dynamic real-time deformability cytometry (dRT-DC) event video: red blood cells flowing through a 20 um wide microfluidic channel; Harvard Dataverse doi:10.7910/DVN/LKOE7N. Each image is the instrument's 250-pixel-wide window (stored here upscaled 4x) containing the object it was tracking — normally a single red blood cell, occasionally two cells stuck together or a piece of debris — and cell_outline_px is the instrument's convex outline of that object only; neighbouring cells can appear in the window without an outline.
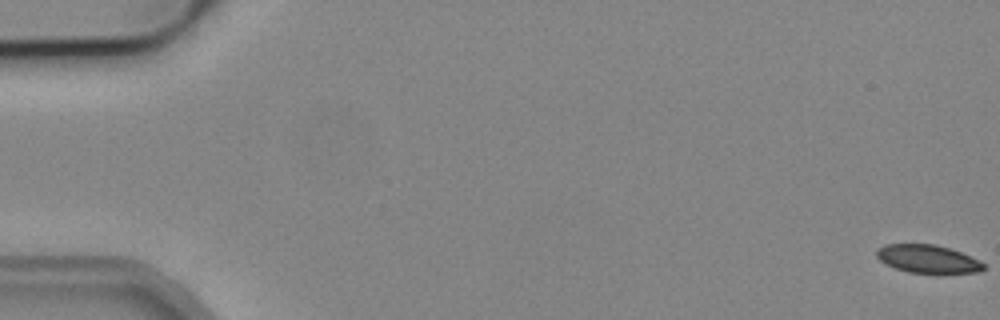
{"species": "common noctule bat (a hibernating species)", "species_latin": "Nyctalus noctula", "temperature_condition": "cold", "stored_images_in_passage": 7, "camera_frame_rate_fps": 3000, "um_per_image_px": 0.085, "animal": {"sex": "male", "body_mass_g": 19.2, "forearm_length_mm": 51.8}, "frame": {"image": 1, "passage_image": 1, "time_ms": 0.0, "image_size_px": [1000, 320], "cell_outline_px": [[984, 268], [980, 272], [908, 272], [884, 264], [876, 256], [876, 248], [884, 244], [936, 244], [960, 252], [980, 260], [984, 264]], "centroid_in_image_um": [78.81, 21.99], "position_along_channel_um": 6.2, "area_um2": 17.34}}